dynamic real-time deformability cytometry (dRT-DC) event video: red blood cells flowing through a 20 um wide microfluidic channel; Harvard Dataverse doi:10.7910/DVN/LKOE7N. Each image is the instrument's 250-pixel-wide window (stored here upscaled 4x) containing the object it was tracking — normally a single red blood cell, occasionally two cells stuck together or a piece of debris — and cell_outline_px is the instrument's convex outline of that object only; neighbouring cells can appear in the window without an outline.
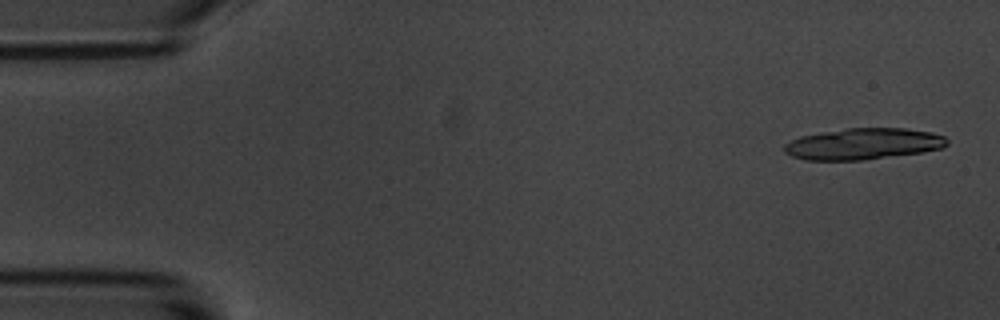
{"species": "common noctule bat (a hibernating species)", "species_latin": "Nyctalus noctula", "temperature_condition": "room temperature", "stored_images_in_passage": 17, "camera_frame_rate_fps": 3000, "um_per_image_px": 0.085, "animal": {"sex": "male", "body_mass_g": 20.1, "forearm_length_mm": 53.5}, "frame": {"image": 1, "passage_image": 2, "time_ms": 0.333, "image_size_px": [1000, 320], "cell_outline_px": [[948, 144], [944, 148], [920, 152], [864, 160], [804, 160], [792, 156], [784, 152], [784, 144], [800, 136], [848, 128], [904, 128], [932, 132], [944, 136], [948, 140]], "centroid_in_image_um": [73.39, 12.23], "position_along_channel_um": 11.6, "area_um2": 29.65}}